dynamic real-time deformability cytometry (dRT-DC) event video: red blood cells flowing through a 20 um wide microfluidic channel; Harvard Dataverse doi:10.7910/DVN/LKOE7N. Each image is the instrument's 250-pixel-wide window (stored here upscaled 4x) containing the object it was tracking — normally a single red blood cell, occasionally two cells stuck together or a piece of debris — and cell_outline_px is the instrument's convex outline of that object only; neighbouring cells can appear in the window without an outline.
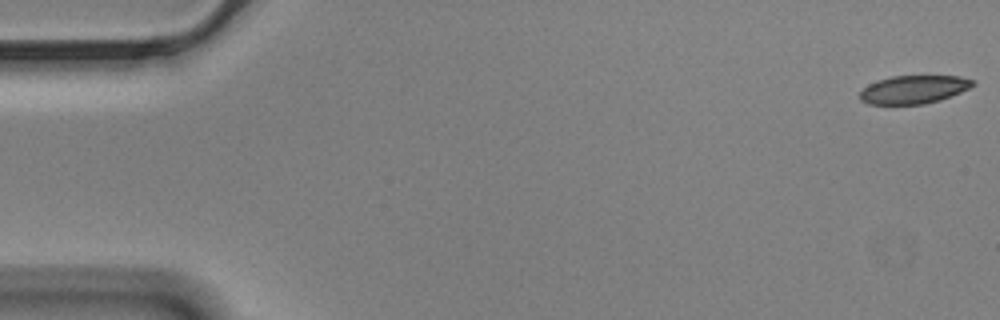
{"species": "Egyptian fruit bat (a non-hibernating species)", "species_latin": "Rousettus aegyptiacus", "temperature_condition": "cold", "stored_images_in_passage": 58, "camera_frame_rate_fps": 3000, "um_per_image_px": 0.085, "animal": {"sex": "male"}, "frame": {"image": 1, "passage_image": 1, "time_ms": 0.0, "image_size_px": [1000, 320], "cell_outline_px": [[976, 84], [960, 92], [940, 100], [924, 104], [868, 104], [860, 100], [860, 92], [868, 84], [892, 76], [960, 76], [976, 80]], "centroid_in_image_um": [77.68, 7.6], "position_along_channel_um": 7.3, "area_um2": 18.5}}
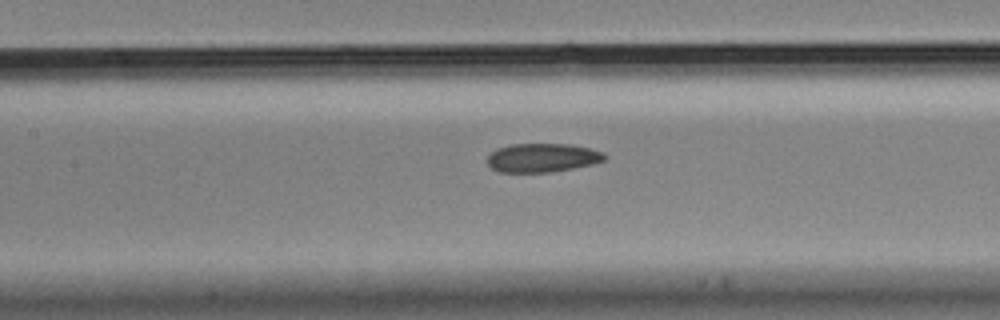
{"frame": {"image": 2, "passage_image": 26, "time_ms": 8.333, "image_size_px": [1000, 320], "cell_outline_px": [[608, 156], [604, 160], [592, 164], [552, 172], [496, 172], [488, 164], [488, 156], [496, 148], [512, 144], [568, 144], [588, 148], [604, 152]], "centroid_in_image_um": [46.09, 13.41], "position_along_channel_um": 161.3, "area_um2": 19.65}}
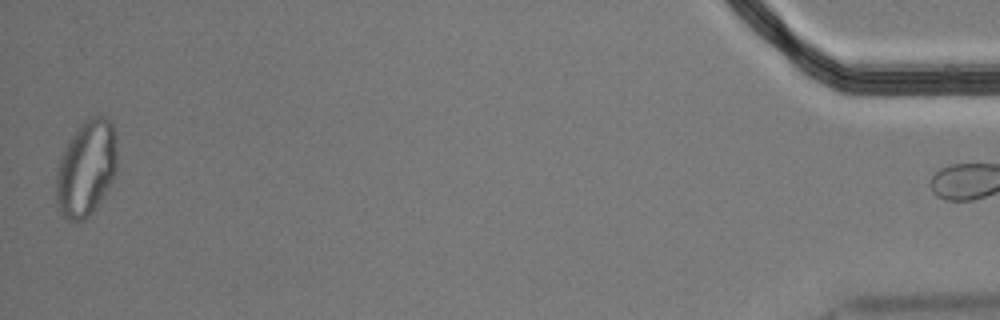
{"frame": {"image": 3, "passage_image": 57, "time_ms": 18.667, "image_size_px": [1000, 320], "cell_outline_px": [[116, 172], [112, 180], [92, 212], [84, 220], [68, 220], [60, 212], [56, 200], [56, 168], [72, 136], [80, 124], [84, 120], [92, 116], [104, 116], [112, 124], [116, 140]], "centroid_in_image_um": [7.32, 14.3], "position_along_channel_um": 427.9, "area_um2": 33.52}}